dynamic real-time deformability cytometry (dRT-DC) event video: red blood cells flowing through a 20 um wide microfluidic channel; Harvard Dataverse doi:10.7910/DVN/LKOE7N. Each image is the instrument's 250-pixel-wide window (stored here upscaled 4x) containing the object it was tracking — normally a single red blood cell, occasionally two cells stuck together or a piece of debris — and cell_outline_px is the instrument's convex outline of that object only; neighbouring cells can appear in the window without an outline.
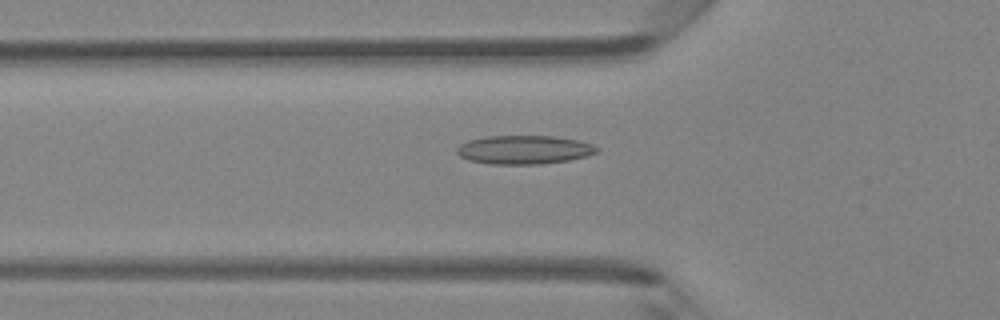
{"species": "Egyptian fruit bat (a non-hibernating species)", "species_latin": "Rousettus aegyptiacus", "temperature_condition": "room temperature", "stored_images_in_passage": 40, "camera_frame_rate_fps": 3000, "um_per_image_px": 0.085, "animal": {"sex": "female"}, "frame": {"image": 1, "passage_image": 9, "time_ms": 2.667, "image_size_px": [1000, 320], "cell_outline_px": [[600, 148], [596, 152], [584, 156], [568, 160], [540, 164], [492, 164], [468, 160], [460, 156], [456, 152], [456, 148], [460, 144], [468, 140], [488, 136], [552, 136], [576, 140], [592, 144]], "centroid_in_image_um": [44.5, 12.72], "position_along_channel_um": 81.3, "area_um2": 23.24}}
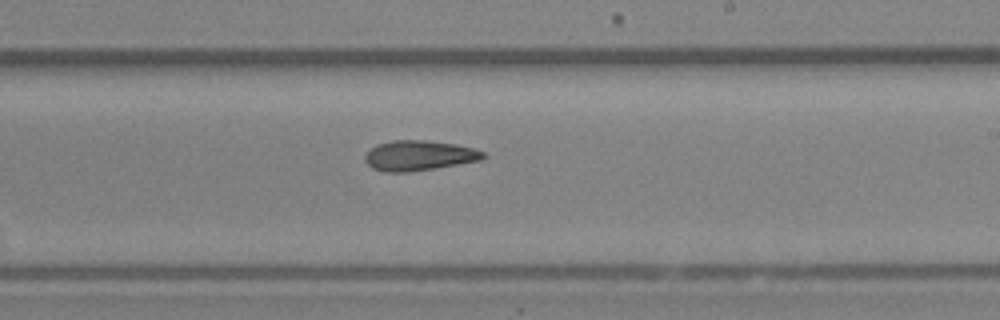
{"frame": {"image": 2, "passage_image": 21, "time_ms": 6.667, "image_size_px": [1000, 320], "cell_outline_px": [[488, 156], [480, 160], [408, 172], [384, 172], [372, 168], [364, 160], [364, 156], [376, 144], [392, 140], [424, 140], [456, 144], [472, 148], [484, 152]], "centroid_in_image_um": [35.59, 13.21], "position_along_channel_um": 253.4, "area_um2": 20.58}}
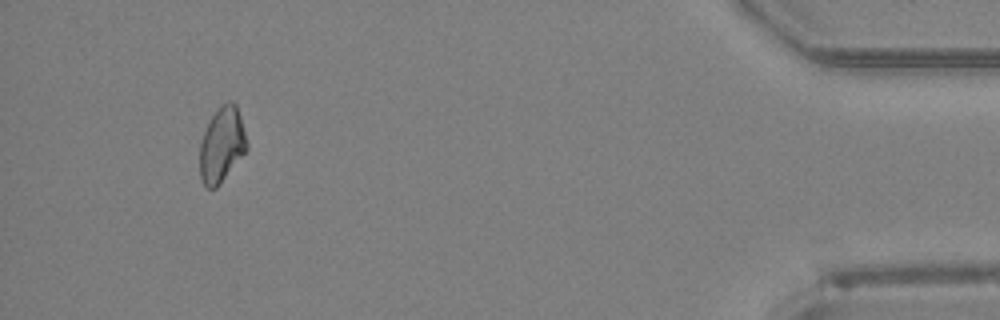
{"frame": {"image": 3, "passage_image": 37, "time_ms": 12.0, "image_size_px": [1000, 320], "cell_outline_px": [[248, 148], [220, 184], [216, 188], [208, 188], [200, 180], [200, 144], [204, 132], [212, 116], [220, 104], [228, 100], [232, 100], [236, 104], [240, 116], [248, 144]], "centroid_in_image_um": [18.86, 12.29], "position_along_channel_um": 416.3, "area_um2": 20.52}, "authors_computed_cell_mechanics": {"area_um2": 20.6346, "velocity_mm_per_s": 4.3095, "shape_relaxation_time_tau1_ms": null, "shape_relaxation_time_tau2_ms": 2.5581, "deformation_change_tau1": null, "deformation_change_tau2": 0.0998}}